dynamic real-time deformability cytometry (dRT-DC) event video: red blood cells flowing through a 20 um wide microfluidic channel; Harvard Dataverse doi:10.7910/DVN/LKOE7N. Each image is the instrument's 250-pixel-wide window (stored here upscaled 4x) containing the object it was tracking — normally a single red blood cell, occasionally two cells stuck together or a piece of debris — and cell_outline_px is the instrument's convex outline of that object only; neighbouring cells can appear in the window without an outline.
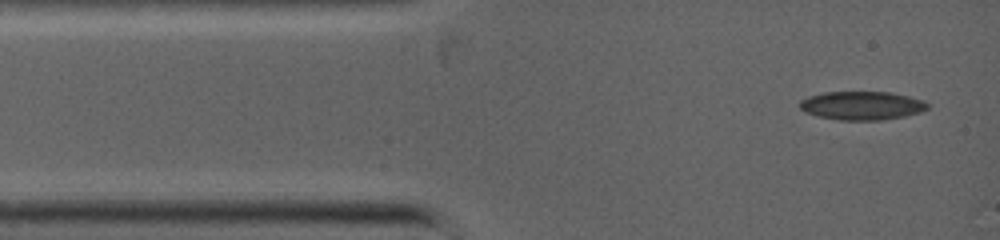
{"species": "common noctule bat (a hibernating species)", "species_latin": "Nyctalus noctula", "temperature_condition": "warm", "stored_images_in_passage": 8, "camera_frame_rate_fps": 5000, "um_per_image_px": 0.085, "animal": {"sex": "female", "body_mass_g": 19.0, "forearm_length_mm": 53.3}, "frame": {"image": 1, "passage_image": 1, "time_ms": 0.0, "image_size_px": [1000, 240], "cell_outline_px": [[928, 108], [920, 112], [904, 116], [880, 120], [840, 120], [820, 116], [804, 112], [800, 108], [800, 100], [808, 96], [824, 92], [888, 92], [908, 96], [924, 100], [928, 104]], "centroid_in_image_um": [73.25, 8.97], "position_along_channel_um": 11.7, "area_um2": 21.15}}
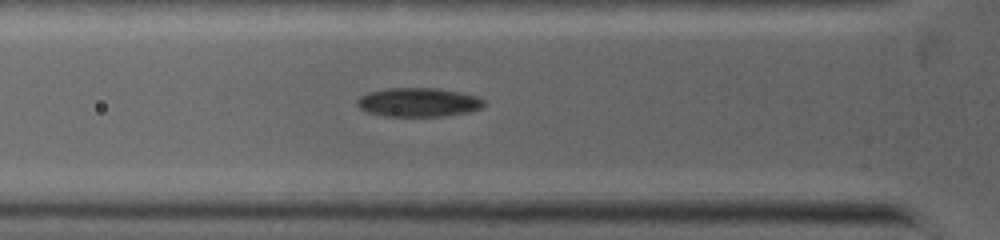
{"frame": {"image": 2, "passage_image": 6, "time_ms": 2.6, "image_size_px": [1000, 240], "cell_outline_px": [[484, 104], [480, 108], [468, 112], [444, 116], [384, 116], [368, 112], [360, 108], [356, 104], [356, 100], [360, 96], [368, 92], [388, 88], [436, 88], [476, 96], [484, 100]], "centroid_in_image_um": [35.52, 8.7], "position_along_channel_um": 90.3, "area_um2": 21.21}}
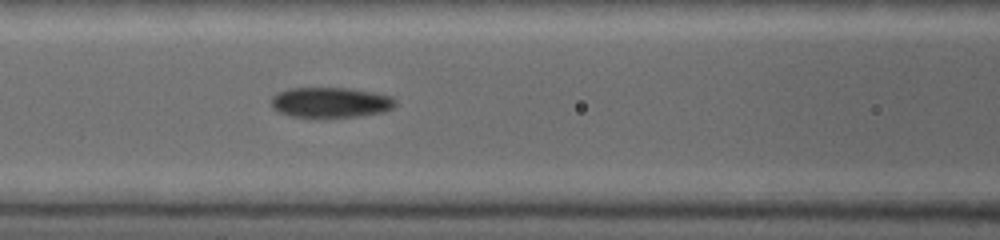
{"frame": {"image": 3, "passage_image": 8, "time_ms": 3.6, "image_size_px": [1000, 240], "cell_outline_px": [[396, 104], [392, 108], [384, 112], [356, 116], [320, 120], [288, 116], [272, 108], [272, 96], [276, 92], [288, 88], [348, 88], [372, 92], [392, 96], [396, 100]], "centroid_in_image_um": [28.06, 8.74], "position_along_channel_um": 138.5, "area_um2": 22.72}}